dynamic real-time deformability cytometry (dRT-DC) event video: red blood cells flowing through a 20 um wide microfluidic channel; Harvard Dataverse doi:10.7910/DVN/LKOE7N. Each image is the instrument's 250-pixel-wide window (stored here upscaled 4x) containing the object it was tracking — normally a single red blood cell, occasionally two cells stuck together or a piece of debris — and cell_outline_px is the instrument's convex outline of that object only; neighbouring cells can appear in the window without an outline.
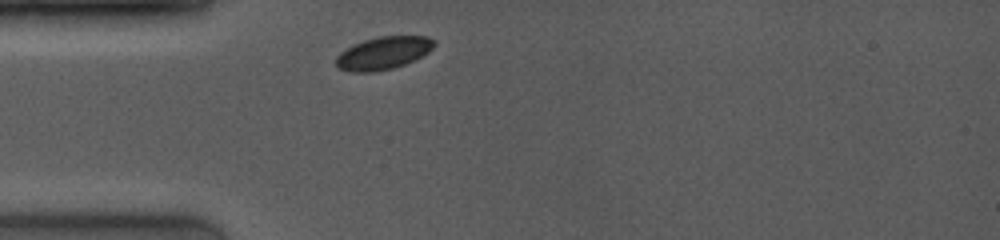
{"species": "common noctule bat (a hibernating species)", "species_latin": "Nyctalus noctula", "temperature_condition": "room temperature", "stored_images_in_passage": 30, "camera_frame_rate_fps": 4000, "um_per_image_px": 0.085, "animal": {"sex": "female", "body_mass_g": 19.0, "forearm_length_mm": 53.3}, "frame": {"image": 1, "passage_image": 1, "time_ms": 0.0, "image_size_px": [1000, 240], "cell_outline_px": [[436, 44], [428, 52], [404, 64], [392, 68], [376, 72], [352, 72], [336, 68], [336, 56], [340, 52], [352, 44], [364, 40], [380, 36], [428, 36], [436, 40]], "centroid_in_image_um": [32.55, 4.5], "position_along_channel_um": 52.4, "area_um2": 18.79}}
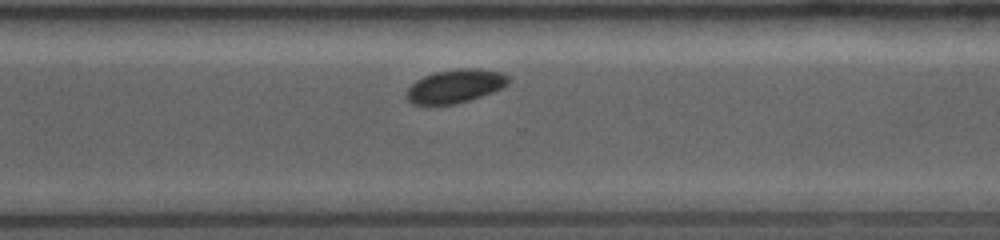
{"frame": {"image": 2, "passage_image": 19, "time_ms": 7.25, "image_size_px": [1000, 240], "cell_outline_px": [[508, 84], [492, 92], [456, 104], [412, 104], [404, 96], [408, 88], [416, 80], [424, 76], [436, 72], [460, 68], [476, 68], [500, 72], [508, 76]], "centroid_in_image_um": [38.66, 7.32], "position_along_channel_um": 331.9, "area_um2": 19.65}}
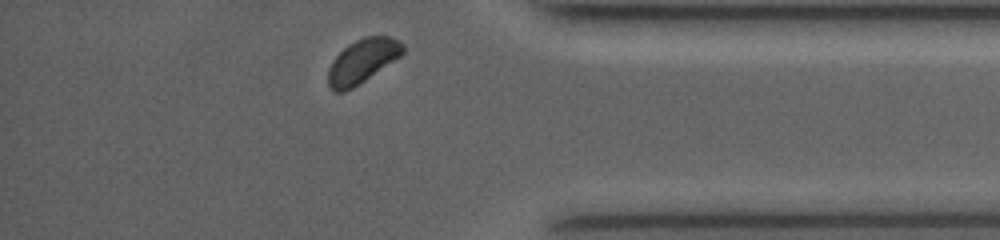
{"frame": {"image": 3, "passage_image": 28, "time_ms": 9.25, "image_size_px": [1000, 240], "cell_outline_px": [[404, 52], [400, 56], [352, 88], [344, 92], [332, 92], [328, 84], [328, 68], [332, 60], [348, 44], [364, 36], [388, 36], [400, 40], [404, 44]], "centroid_in_image_um": [30.78, 5.18], "position_along_channel_um": 404.4, "area_um2": 19.02}, "authors_computed_cell_mechanics": {"area_um2": 19.7387, "velocity_mm_per_s": 3.9864, "shape_relaxation_time_tau1_ms": 2.7238, "shape_relaxation_time_tau2_ms": null, "deformation_change_tau1": 0.0326, "deformation_change_tau2": null}}